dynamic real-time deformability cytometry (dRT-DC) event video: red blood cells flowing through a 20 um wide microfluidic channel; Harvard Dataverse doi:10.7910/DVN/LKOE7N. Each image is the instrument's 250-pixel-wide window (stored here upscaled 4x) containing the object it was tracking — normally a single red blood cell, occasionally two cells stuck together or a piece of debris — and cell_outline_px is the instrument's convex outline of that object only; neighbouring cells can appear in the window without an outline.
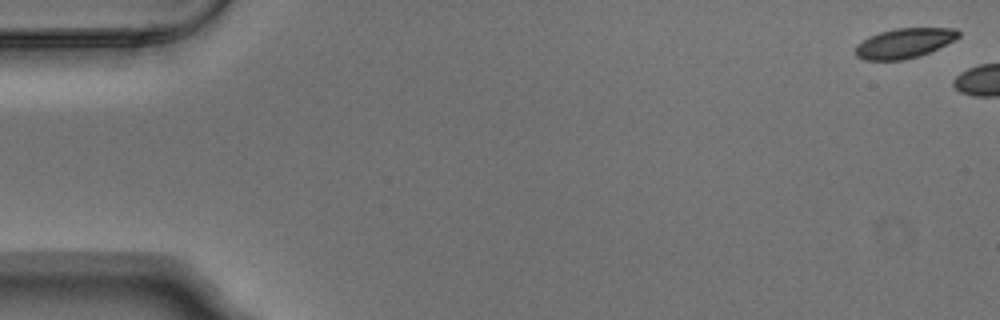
{"species": "Egyptian fruit bat (a non-hibernating species)", "species_latin": "Rousettus aegyptiacus", "temperature_condition": "warm", "stored_images_in_passage": 2, "camera_frame_rate_fps": 3000, "um_per_image_px": 0.085, "animal": {"sex": "male"}, "frame": {"image": 1, "passage_image": 1, "time_ms": 0.0, "image_size_px": [1000, 320], "cell_outline_px": [[960, 36], [956, 40], [920, 56], [904, 60], [864, 60], [856, 56], [856, 44], [868, 36], [880, 32], [896, 28], [956, 28], [960, 32]], "centroid_in_image_um": [76.88, 3.67], "position_along_channel_um": 8.1, "area_um2": 18.09}}